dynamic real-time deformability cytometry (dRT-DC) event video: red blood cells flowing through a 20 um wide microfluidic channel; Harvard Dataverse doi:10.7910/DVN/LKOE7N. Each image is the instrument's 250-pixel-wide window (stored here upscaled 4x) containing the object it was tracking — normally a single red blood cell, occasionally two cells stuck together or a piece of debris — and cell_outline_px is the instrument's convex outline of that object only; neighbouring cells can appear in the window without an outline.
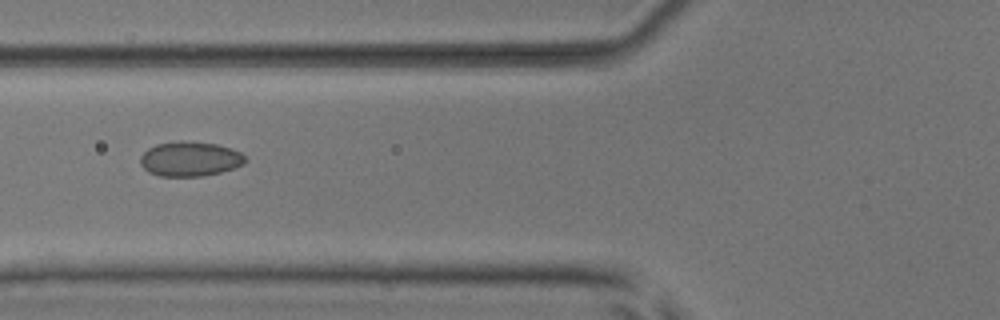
{"species": "common noctule bat (a hibernating species)", "species_latin": "Nyctalus noctula", "temperature_condition": "room temperature", "stored_images_in_passage": 5, "camera_frame_rate_fps": 3000, "um_per_image_px": 0.085, "animal": {"sex": "male", "body_mass_g": 17.9, "forearm_length_mm": 54.2}, "frame": {"image": 1, "passage_image": 2, "time_ms": 1.333, "image_size_px": [1000, 320], "cell_outline_px": [[248, 160], [244, 164], [220, 172], [204, 176], [160, 176], [148, 172], [140, 164], [140, 156], [148, 148], [156, 144], [180, 140], [216, 144], [232, 148], [240, 152]], "centroid_in_image_um": [16.14, 13.5], "position_along_channel_um": 109.7, "area_um2": 21.33}}
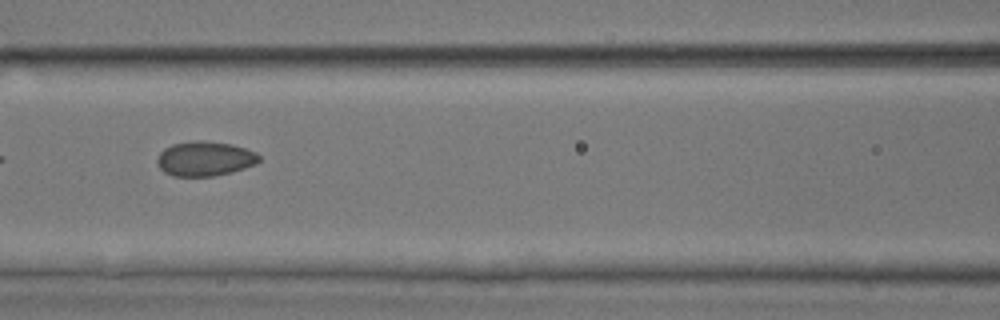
{"frame": {"image": 2, "passage_image": 3, "time_ms": 2.333, "image_size_px": [1000, 320], "cell_outline_px": [[260, 160], [256, 164], [232, 172], [212, 176], [172, 176], [164, 172], [160, 168], [156, 160], [160, 152], [164, 148], [172, 144], [192, 140], [204, 140], [232, 144], [256, 152], [260, 156]], "centroid_in_image_um": [17.4, 13.48], "position_along_channel_um": 149.2, "area_um2": 20.75}}
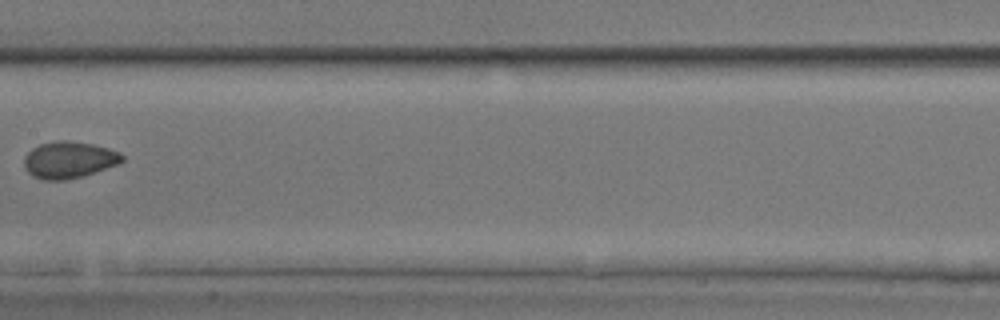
{"frame": {"image": 3, "passage_image": 4, "time_ms": 3.667, "image_size_px": [1000, 320], "cell_outline_px": [[124, 160], [116, 164], [80, 176], [64, 180], [44, 180], [32, 176], [24, 168], [24, 156], [32, 148], [40, 144], [56, 140], [64, 140], [92, 144], [108, 148], [120, 152], [124, 156]], "centroid_in_image_um": [5.81, 13.57], "position_along_channel_um": 201.6, "area_um2": 20.75}}